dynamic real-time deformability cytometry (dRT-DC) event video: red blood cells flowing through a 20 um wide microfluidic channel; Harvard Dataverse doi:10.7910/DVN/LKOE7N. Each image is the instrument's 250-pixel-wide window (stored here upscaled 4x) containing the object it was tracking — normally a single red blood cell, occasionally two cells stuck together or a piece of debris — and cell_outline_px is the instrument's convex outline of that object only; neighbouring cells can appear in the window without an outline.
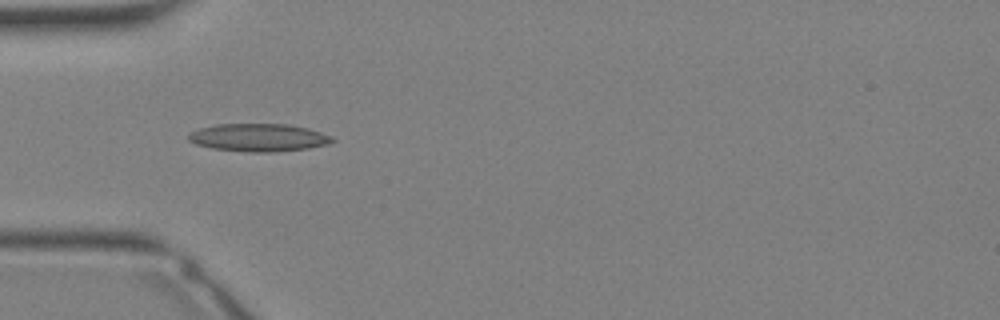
{"species": "Egyptian fruit bat (a non-hibernating species)", "species_latin": "Rousettus aegyptiacus", "temperature_condition": "warm", "stored_images_in_passage": 24, "camera_frame_rate_fps": 3000, "um_per_image_px": 0.085, "animal": {"sex": "female"}, "frame": {"image": 1, "passage_image": 1, "time_ms": 0.0, "image_size_px": [1000, 320], "cell_outline_px": [[336, 140], [328, 144], [308, 148], [268, 152], [252, 152], [212, 148], [196, 144], [188, 140], [188, 136], [192, 132], [200, 128], [216, 124], [288, 124], [308, 128], [332, 136]], "centroid_in_image_um": [22.0, 11.68], "position_along_channel_um": 63.0, "area_um2": 23.12}}
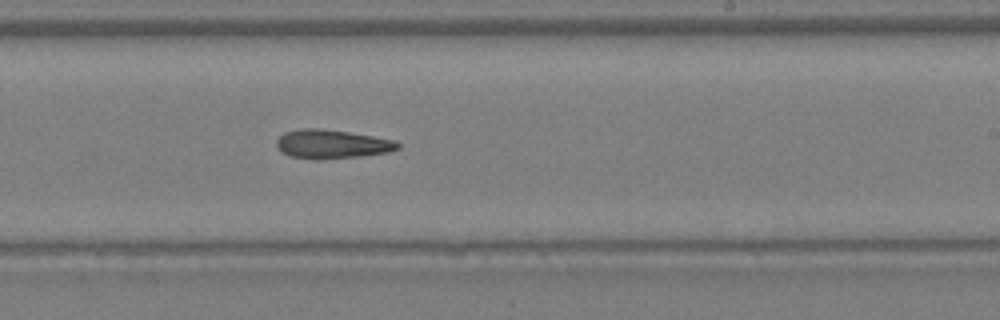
{"frame": {"image": 2, "passage_image": 11, "time_ms": 3.333, "image_size_px": [1000, 320], "cell_outline_px": [[400, 148], [388, 152], [360, 156], [292, 156], [280, 152], [276, 144], [276, 140], [284, 132], [300, 128], [320, 128], [348, 132], [396, 140], [400, 144]], "centroid_in_image_um": [28.23, 12.19], "position_along_channel_um": 260.8, "area_um2": 19.48}}
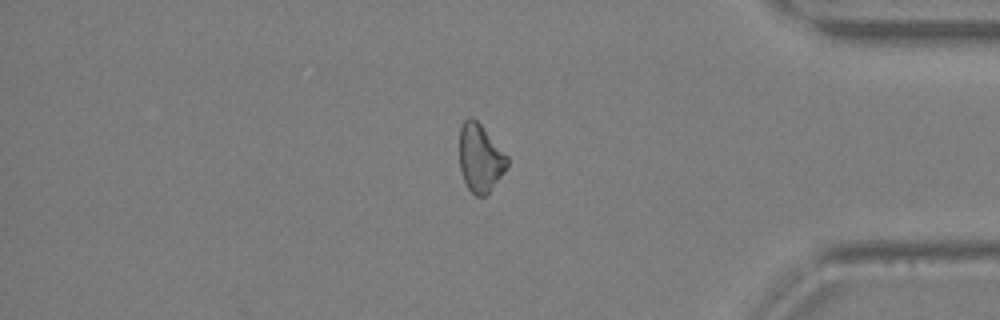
{"frame": {"image": 3, "passage_image": 19, "time_ms": 6.0, "image_size_px": [1000, 320], "cell_outline_px": [[508, 168], [488, 192], [484, 196], [476, 196], [468, 188], [460, 172], [460, 124], [468, 116], [472, 116], [480, 124], [508, 156]], "centroid_in_image_um": [40.81, 13.41], "position_along_channel_um": 394.4, "area_um2": 18.9}}